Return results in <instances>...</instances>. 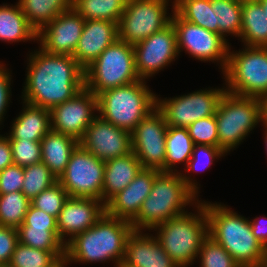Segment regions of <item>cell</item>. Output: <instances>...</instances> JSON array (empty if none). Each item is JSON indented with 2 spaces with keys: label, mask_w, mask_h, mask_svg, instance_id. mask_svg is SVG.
<instances>
[{
  "label": "cell",
  "mask_w": 267,
  "mask_h": 267,
  "mask_svg": "<svg viewBox=\"0 0 267 267\" xmlns=\"http://www.w3.org/2000/svg\"><path fill=\"white\" fill-rule=\"evenodd\" d=\"M105 213V203L99 199L69 197L56 220L59 239L66 245L96 224Z\"/></svg>",
  "instance_id": "19"
},
{
  "label": "cell",
  "mask_w": 267,
  "mask_h": 267,
  "mask_svg": "<svg viewBox=\"0 0 267 267\" xmlns=\"http://www.w3.org/2000/svg\"><path fill=\"white\" fill-rule=\"evenodd\" d=\"M227 155L218 146L196 144L185 167V172H200L208 169L215 160Z\"/></svg>",
  "instance_id": "39"
},
{
  "label": "cell",
  "mask_w": 267,
  "mask_h": 267,
  "mask_svg": "<svg viewBox=\"0 0 267 267\" xmlns=\"http://www.w3.org/2000/svg\"><path fill=\"white\" fill-rule=\"evenodd\" d=\"M43 162L57 178L65 171L79 141L71 136L50 130L40 141Z\"/></svg>",
  "instance_id": "25"
},
{
  "label": "cell",
  "mask_w": 267,
  "mask_h": 267,
  "mask_svg": "<svg viewBox=\"0 0 267 267\" xmlns=\"http://www.w3.org/2000/svg\"><path fill=\"white\" fill-rule=\"evenodd\" d=\"M57 219L35 208L32 204L29 206L28 211L25 215L24 223L20 226H33L39 228H57Z\"/></svg>",
  "instance_id": "44"
},
{
  "label": "cell",
  "mask_w": 267,
  "mask_h": 267,
  "mask_svg": "<svg viewBox=\"0 0 267 267\" xmlns=\"http://www.w3.org/2000/svg\"><path fill=\"white\" fill-rule=\"evenodd\" d=\"M197 212H186L153 229L155 237L169 257L180 267L194 264L203 240L208 236L206 208L200 200Z\"/></svg>",
  "instance_id": "5"
},
{
  "label": "cell",
  "mask_w": 267,
  "mask_h": 267,
  "mask_svg": "<svg viewBox=\"0 0 267 267\" xmlns=\"http://www.w3.org/2000/svg\"><path fill=\"white\" fill-rule=\"evenodd\" d=\"M194 145L218 146V131L215 115L198 119L187 127Z\"/></svg>",
  "instance_id": "40"
},
{
  "label": "cell",
  "mask_w": 267,
  "mask_h": 267,
  "mask_svg": "<svg viewBox=\"0 0 267 267\" xmlns=\"http://www.w3.org/2000/svg\"><path fill=\"white\" fill-rule=\"evenodd\" d=\"M167 127L163 113L156 107L131 132L132 152L143 168L164 172Z\"/></svg>",
  "instance_id": "14"
},
{
  "label": "cell",
  "mask_w": 267,
  "mask_h": 267,
  "mask_svg": "<svg viewBox=\"0 0 267 267\" xmlns=\"http://www.w3.org/2000/svg\"><path fill=\"white\" fill-rule=\"evenodd\" d=\"M172 5L171 22L176 30L178 53L181 51L189 54L190 57L204 62H214L220 64L221 72H224L229 53L228 40L221 35L208 31L196 24L184 20L174 10V0Z\"/></svg>",
  "instance_id": "11"
},
{
  "label": "cell",
  "mask_w": 267,
  "mask_h": 267,
  "mask_svg": "<svg viewBox=\"0 0 267 267\" xmlns=\"http://www.w3.org/2000/svg\"><path fill=\"white\" fill-rule=\"evenodd\" d=\"M174 10L184 20L214 32L211 0H174Z\"/></svg>",
  "instance_id": "35"
},
{
  "label": "cell",
  "mask_w": 267,
  "mask_h": 267,
  "mask_svg": "<svg viewBox=\"0 0 267 267\" xmlns=\"http://www.w3.org/2000/svg\"><path fill=\"white\" fill-rule=\"evenodd\" d=\"M0 5V40L4 42L37 41V31L28 23L21 6Z\"/></svg>",
  "instance_id": "27"
},
{
  "label": "cell",
  "mask_w": 267,
  "mask_h": 267,
  "mask_svg": "<svg viewBox=\"0 0 267 267\" xmlns=\"http://www.w3.org/2000/svg\"><path fill=\"white\" fill-rule=\"evenodd\" d=\"M13 119L9 140L41 141L51 130V112L49 109L35 106L23 101V109Z\"/></svg>",
  "instance_id": "23"
},
{
  "label": "cell",
  "mask_w": 267,
  "mask_h": 267,
  "mask_svg": "<svg viewBox=\"0 0 267 267\" xmlns=\"http://www.w3.org/2000/svg\"><path fill=\"white\" fill-rule=\"evenodd\" d=\"M28 57L22 101L51 110L85 87V70L71 55L52 54L39 47Z\"/></svg>",
  "instance_id": "1"
},
{
  "label": "cell",
  "mask_w": 267,
  "mask_h": 267,
  "mask_svg": "<svg viewBox=\"0 0 267 267\" xmlns=\"http://www.w3.org/2000/svg\"><path fill=\"white\" fill-rule=\"evenodd\" d=\"M133 47L136 72L144 80L155 76L179 56L176 30L172 22Z\"/></svg>",
  "instance_id": "15"
},
{
  "label": "cell",
  "mask_w": 267,
  "mask_h": 267,
  "mask_svg": "<svg viewBox=\"0 0 267 267\" xmlns=\"http://www.w3.org/2000/svg\"><path fill=\"white\" fill-rule=\"evenodd\" d=\"M118 40V23L85 20L82 35L72 57L85 70L110 45Z\"/></svg>",
  "instance_id": "21"
},
{
  "label": "cell",
  "mask_w": 267,
  "mask_h": 267,
  "mask_svg": "<svg viewBox=\"0 0 267 267\" xmlns=\"http://www.w3.org/2000/svg\"><path fill=\"white\" fill-rule=\"evenodd\" d=\"M143 169L133 152L105 161L102 201L106 204L125 189Z\"/></svg>",
  "instance_id": "24"
},
{
  "label": "cell",
  "mask_w": 267,
  "mask_h": 267,
  "mask_svg": "<svg viewBox=\"0 0 267 267\" xmlns=\"http://www.w3.org/2000/svg\"><path fill=\"white\" fill-rule=\"evenodd\" d=\"M19 242L18 230L0 225V264H9Z\"/></svg>",
  "instance_id": "43"
},
{
  "label": "cell",
  "mask_w": 267,
  "mask_h": 267,
  "mask_svg": "<svg viewBox=\"0 0 267 267\" xmlns=\"http://www.w3.org/2000/svg\"><path fill=\"white\" fill-rule=\"evenodd\" d=\"M257 1L261 4V6H262V8L266 14V17H267V0H257Z\"/></svg>",
  "instance_id": "49"
},
{
  "label": "cell",
  "mask_w": 267,
  "mask_h": 267,
  "mask_svg": "<svg viewBox=\"0 0 267 267\" xmlns=\"http://www.w3.org/2000/svg\"><path fill=\"white\" fill-rule=\"evenodd\" d=\"M264 142H265V149L267 153V128L264 127Z\"/></svg>",
  "instance_id": "50"
},
{
  "label": "cell",
  "mask_w": 267,
  "mask_h": 267,
  "mask_svg": "<svg viewBox=\"0 0 267 267\" xmlns=\"http://www.w3.org/2000/svg\"><path fill=\"white\" fill-rule=\"evenodd\" d=\"M0 267H10L8 264H0Z\"/></svg>",
  "instance_id": "52"
},
{
  "label": "cell",
  "mask_w": 267,
  "mask_h": 267,
  "mask_svg": "<svg viewBox=\"0 0 267 267\" xmlns=\"http://www.w3.org/2000/svg\"><path fill=\"white\" fill-rule=\"evenodd\" d=\"M65 259V252H49L17 243L10 267H55Z\"/></svg>",
  "instance_id": "33"
},
{
  "label": "cell",
  "mask_w": 267,
  "mask_h": 267,
  "mask_svg": "<svg viewBox=\"0 0 267 267\" xmlns=\"http://www.w3.org/2000/svg\"><path fill=\"white\" fill-rule=\"evenodd\" d=\"M58 181L55 174L43 163L24 167L22 192L31 201Z\"/></svg>",
  "instance_id": "36"
},
{
  "label": "cell",
  "mask_w": 267,
  "mask_h": 267,
  "mask_svg": "<svg viewBox=\"0 0 267 267\" xmlns=\"http://www.w3.org/2000/svg\"><path fill=\"white\" fill-rule=\"evenodd\" d=\"M259 219V217H255L254 219L249 220V222L251 224L253 235L267 250V223L265 222L267 221V217L264 216L260 220Z\"/></svg>",
  "instance_id": "46"
},
{
  "label": "cell",
  "mask_w": 267,
  "mask_h": 267,
  "mask_svg": "<svg viewBox=\"0 0 267 267\" xmlns=\"http://www.w3.org/2000/svg\"><path fill=\"white\" fill-rule=\"evenodd\" d=\"M30 205L31 201L22 191L0 194V225L18 229Z\"/></svg>",
  "instance_id": "34"
},
{
  "label": "cell",
  "mask_w": 267,
  "mask_h": 267,
  "mask_svg": "<svg viewBox=\"0 0 267 267\" xmlns=\"http://www.w3.org/2000/svg\"><path fill=\"white\" fill-rule=\"evenodd\" d=\"M159 172L156 169L143 168L125 189L105 204L106 214L132 222L137 217L141 204L149 196Z\"/></svg>",
  "instance_id": "20"
},
{
  "label": "cell",
  "mask_w": 267,
  "mask_h": 267,
  "mask_svg": "<svg viewBox=\"0 0 267 267\" xmlns=\"http://www.w3.org/2000/svg\"><path fill=\"white\" fill-rule=\"evenodd\" d=\"M226 91L239 96L267 98V47H229L224 72Z\"/></svg>",
  "instance_id": "8"
},
{
  "label": "cell",
  "mask_w": 267,
  "mask_h": 267,
  "mask_svg": "<svg viewBox=\"0 0 267 267\" xmlns=\"http://www.w3.org/2000/svg\"><path fill=\"white\" fill-rule=\"evenodd\" d=\"M18 240L21 244L49 252H65V244L59 239L57 228L19 226Z\"/></svg>",
  "instance_id": "32"
},
{
  "label": "cell",
  "mask_w": 267,
  "mask_h": 267,
  "mask_svg": "<svg viewBox=\"0 0 267 267\" xmlns=\"http://www.w3.org/2000/svg\"><path fill=\"white\" fill-rule=\"evenodd\" d=\"M18 3L37 33L60 13L72 7V0H18Z\"/></svg>",
  "instance_id": "30"
},
{
  "label": "cell",
  "mask_w": 267,
  "mask_h": 267,
  "mask_svg": "<svg viewBox=\"0 0 267 267\" xmlns=\"http://www.w3.org/2000/svg\"><path fill=\"white\" fill-rule=\"evenodd\" d=\"M219 147L227 154L262 122V100L225 91L216 113Z\"/></svg>",
  "instance_id": "7"
},
{
  "label": "cell",
  "mask_w": 267,
  "mask_h": 267,
  "mask_svg": "<svg viewBox=\"0 0 267 267\" xmlns=\"http://www.w3.org/2000/svg\"><path fill=\"white\" fill-rule=\"evenodd\" d=\"M195 181L184 173L160 171L154 179L149 196L131 222L132 229L151 232L169 219L186 213V206H193L200 201V187Z\"/></svg>",
  "instance_id": "2"
},
{
  "label": "cell",
  "mask_w": 267,
  "mask_h": 267,
  "mask_svg": "<svg viewBox=\"0 0 267 267\" xmlns=\"http://www.w3.org/2000/svg\"><path fill=\"white\" fill-rule=\"evenodd\" d=\"M242 27L240 41L243 46L267 47V17L257 0H242Z\"/></svg>",
  "instance_id": "26"
},
{
  "label": "cell",
  "mask_w": 267,
  "mask_h": 267,
  "mask_svg": "<svg viewBox=\"0 0 267 267\" xmlns=\"http://www.w3.org/2000/svg\"><path fill=\"white\" fill-rule=\"evenodd\" d=\"M133 231L131 222L108 216L103 217L65 245V261L70 263H105L114 261L122 264L125 243Z\"/></svg>",
  "instance_id": "4"
},
{
  "label": "cell",
  "mask_w": 267,
  "mask_h": 267,
  "mask_svg": "<svg viewBox=\"0 0 267 267\" xmlns=\"http://www.w3.org/2000/svg\"><path fill=\"white\" fill-rule=\"evenodd\" d=\"M24 168L12 164L0 172V194H7L22 190Z\"/></svg>",
  "instance_id": "42"
},
{
  "label": "cell",
  "mask_w": 267,
  "mask_h": 267,
  "mask_svg": "<svg viewBox=\"0 0 267 267\" xmlns=\"http://www.w3.org/2000/svg\"><path fill=\"white\" fill-rule=\"evenodd\" d=\"M208 218V235L241 267L267 265V250L252 233L249 218L221 203L202 201Z\"/></svg>",
  "instance_id": "3"
},
{
  "label": "cell",
  "mask_w": 267,
  "mask_h": 267,
  "mask_svg": "<svg viewBox=\"0 0 267 267\" xmlns=\"http://www.w3.org/2000/svg\"><path fill=\"white\" fill-rule=\"evenodd\" d=\"M68 264L66 263L65 259L61 260L55 267H67Z\"/></svg>",
  "instance_id": "51"
},
{
  "label": "cell",
  "mask_w": 267,
  "mask_h": 267,
  "mask_svg": "<svg viewBox=\"0 0 267 267\" xmlns=\"http://www.w3.org/2000/svg\"><path fill=\"white\" fill-rule=\"evenodd\" d=\"M79 145L105 162L132 152L131 132L97 115L87 127Z\"/></svg>",
  "instance_id": "17"
},
{
  "label": "cell",
  "mask_w": 267,
  "mask_h": 267,
  "mask_svg": "<svg viewBox=\"0 0 267 267\" xmlns=\"http://www.w3.org/2000/svg\"><path fill=\"white\" fill-rule=\"evenodd\" d=\"M169 0H127L118 22V40L131 45L165 28L172 15Z\"/></svg>",
  "instance_id": "10"
},
{
  "label": "cell",
  "mask_w": 267,
  "mask_h": 267,
  "mask_svg": "<svg viewBox=\"0 0 267 267\" xmlns=\"http://www.w3.org/2000/svg\"><path fill=\"white\" fill-rule=\"evenodd\" d=\"M127 0H72L73 9L84 20H109L118 23Z\"/></svg>",
  "instance_id": "31"
},
{
  "label": "cell",
  "mask_w": 267,
  "mask_h": 267,
  "mask_svg": "<svg viewBox=\"0 0 267 267\" xmlns=\"http://www.w3.org/2000/svg\"><path fill=\"white\" fill-rule=\"evenodd\" d=\"M214 17V33L226 36L241 35L242 27V0H211ZM228 34V35H227Z\"/></svg>",
  "instance_id": "29"
},
{
  "label": "cell",
  "mask_w": 267,
  "mask_h": 267,
  "mask_svg": "<svg viewBox=\"0 0 267 267\" xmlns=\"http://www.w3.org/2000/svg\"><path fill=\"white\" fill-rule=\"evenodd\" d=\"M12 164L14 163L10 140L7 136L0 134V172Z\"/></svg>",
  "instance_id": "47"
},
{
  "label": "cell",
  "mask_w": 267,
  "mask_h": 267,
  "mask_svg": "<svg viewBox=\"0 0 267 267\" xmlns=\"http://www.w3.org/2000/svg\"><path fill=\"white\" fill-rule=\"evenodd\" d=\"M105 162L80 145L72 153L58 182L69 197L94 198L102 201Z\"/></svg>",
  "instance_id": "12"
},
{
  "label": "cell",
  "mask_w": 267,
  "mask_h": 267,
  "mask_svg": "<svg viewBox=\"0 0 267 267\" xmlns=\"http://www.w3.org/2000/svg\"><path fill=\"white\" fill-rule=\"evenodd\" d=\"M0 61V125L3 122L4 116L7 113V107L11 101V79L12 73L6 68V65Z\"/></svg>",
  "instance_id": "45"
},
{
  "label": "cell",
  "mask_w": 267,
  "mask_h": 267,
  "mask_svg": "<svg viewBox=\"0 0 267 267\" xmlns=\"http://www.w3.org/2000/svg\"><path fill=\"white\" fill-rule=\"evenodd\" d=\"M194 143L187 128L168 126L166 132V154L164 172H184L176 168L177 163L186 167L193 151Z\"/></svg>",
  "instance_id": "28"
},
{
  "label": "cell",
  "mask_w": 267,
  "mask_h": 267,
  "mask_svg": "<svg viewBox=\"0 0 267 267\" xmlns=\"http://www.w3.org/2000/svg\"><path fill=\"white\" fill-rule=\"evenodd\" d=\"M50 112L51 130L80 141L97 116V96L84 87L71 99L54 106Z\"/></svg>",
  "instance_id": "16"
},
{
  "label": "cell",
  "mask_w": 267,
  "mask_h": 267,
  "mask_svg": "<svg viewBox=\"0 0 267 267\" xmlns=\"http://www.w3.org/2000/svg\"><path fill=\"white\" fill-rule=\"evenodd\" d=\"M151 233L133 230L125 243L123 267H180Z\"/></svg>",
  "instance_id": "22"
},
{
  "label": "cell",
  "mask_w": 267,
  "mask_h": 267,
  "mask_svg": "<svg viewBox=\"0 0 267 267\" xmlns=\"http://www.w3.org/2000/svg\"><path fill=\"white\" fill-rule=\"evenodd\" d=\"M141 80L136 72L131 44L117 40L85 69V87L98 96L101 92Z\"/></svg>",
  "instance_id": "9"
},
{
  "label": "cell",
  "mask_w": 267,
  "mask_h": 267,
  "mask_svg": "<svg viewBox=\"0 0 267 267\" xmlns=\"http://www.w3.org/2000/svg\"><path fill=\"white\" fill-rule=\"evenodd\" d=\"M68 198V193L57 181L31 200V204L57 219Z\"/></svg>",
  "instance_id": "38"
},
{
  "label": "cell",
  "mask_w": 267,
  "mask_h": 267,
  "mask_svg": "<svg viewBox=\"0 0 267 267\" xmlns=\"http://www.w3.org/2000/svg\"><path fill=\"white\" fill-rule=\"evenodd\" d=\"M85 20L71 7L37 33L40 47L48 53L73 55Z\"/></svg>",
  "instance_id": "18"
},
{
  "label": "cell",
  "mask_w": 267,
  "mask_h": 267,
  "mask_svg": "<svg viewBox=\"0 0 267 267\" xmlns=\"http://www.w3.org/2000/svg\"><path fill=\"white\" fill-rule=\"evenodd\" d=\"M226 88H206L174 96L159 98L157 108L163 113L168 126L187 128L198 119L215 115L219 101Z\"/></svg>",
  "instance_id": "13"
},
{
  "label": "cell",
  "mask_w": 267,
  "mask_h": 267,
  "mask_svg": "<svg viewBox=\"0 0 267 267\" xmlns=\"http://www.w3.org/2000/svg\"><path fill=\"white\" fill-rule=\"evenodd\" d=\"M262 126L267 128V98L262 100Z\"/></svg>",
  "instance_id": "48"
},
{
  "label": "cell",
  "mask_w": 267,
  "mask_h": 267,
  "mask_svg": "<svg viewBox=\"0 0 267 267\" xmlns=\"http://www.w3.org/2000/svg\"><path fill=\"white\" fill-rule=\"evenodd\" d=\"M197 260L200 267H241L227 250L209 235L201 244Z\"/></svg>",
  "instance_id": "37"
},
{
  "label": "cell",
  "mask_w": 267,
  "mask_h": 267,
  "mask_svg": "<svg viewBox=\"0 0 267 267\" xmlns=\"http://www.w3.org/2000/svg\"><path fill=\"white\" fill-rule=\"evenodd\" d=\"M13 163L27 167L41 162L42 152L40 141L10 140Z\"/></svg>",
  "instance_id": "41"
},
{
  "label": "cell",
  "mask_w": 267,
  "mask_h": 267,
  "mask_svg": "<svg viewBox=\"0 0 267 267\" xmlns=\"http://www.w3.org/2000/svg\"><path fill=\"white\" fill-rule=\"evenodd\" d=\"M144 79L112 88L97 96L98 115L111 124L132 132L157 107L155 94Z\"/></svg>",
  "instance_id": "6"
}]
</instances>
